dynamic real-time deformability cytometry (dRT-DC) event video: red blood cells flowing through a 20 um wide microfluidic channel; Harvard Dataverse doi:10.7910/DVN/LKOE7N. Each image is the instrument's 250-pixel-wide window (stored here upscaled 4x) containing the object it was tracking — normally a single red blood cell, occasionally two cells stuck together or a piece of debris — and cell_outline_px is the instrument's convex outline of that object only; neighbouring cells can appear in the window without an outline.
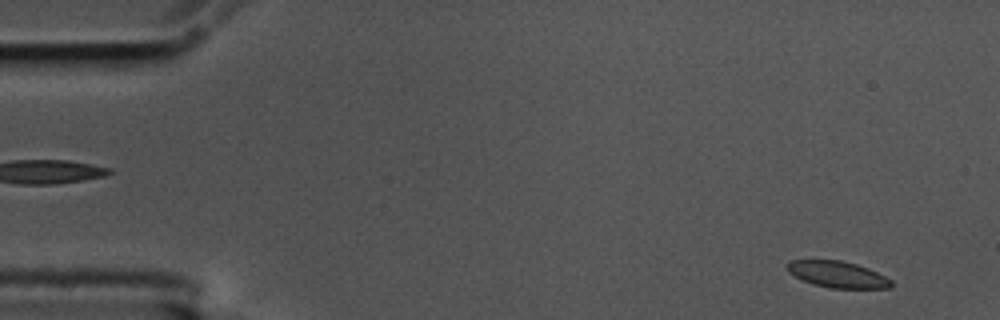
{"species": "common noctule bat (a hibernating species)", "species_latin": "Nyctalus noctula", "temperature_condition": "cold", "stored_images_in_passage": 57, "camera_frame_rate_fps": 3000, "um_per_image_px": 0.085, "animal": {"sex": "male", "body_mass_g": 17.5, "forearm_length_mm": 52.3}, "frame": {"image": 1, "passage_image": 4, "time_ms": 1.0, "image_size_px": [1000, 320], "cell_outline_px": [[892, 284], [888, 288], [828, 288], [812, 284], [788, 272], [784, 264], [788, 260], [840, 260], [856, 264], [868, 268], [892, 280]], "centroid_in_image_um": [71.14, 23.32], "position_along_channel_um": 13.9, "area_um2": 16.01}}
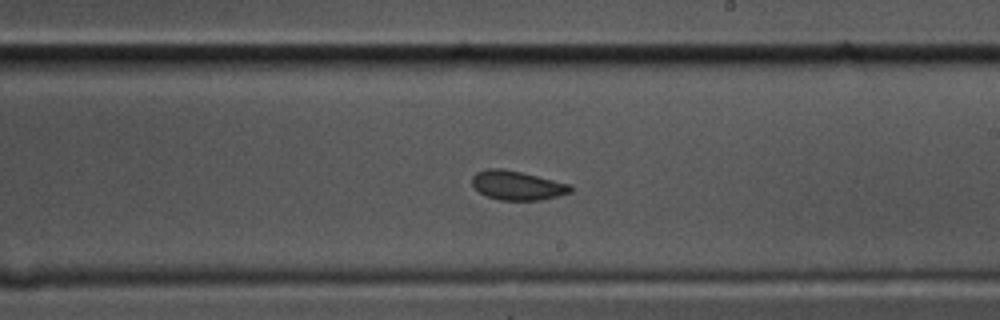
{"frame": {"image": 2, "passage_image": 33, "time_ms": 10.667, "image_size_px": [1000, 320], "cell_outline_px": [[572, 192], [540, 200], [500, 200], [488, 196], [480, 192], [472, 184], [472, 176], [476, 172], [488, 168], [500, 168], [520, 172], [572, 184]], "centroid_in_image_um": [43.97, 15.75], "position_along_channel_um": 245.0, "area_um2": 16.59}}
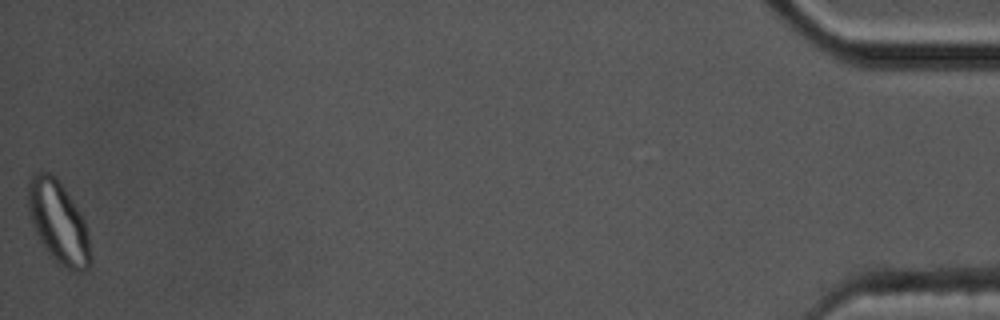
{"frame": {"image": 3, "passage_image": 57, "time_ms": 18.667, "image_size_px": [1000, 320], "cell_outline_px": [[92, 264], [84, 272], [76, 272], [60, 264], [44, 248], [32, 224], [28, 208], [28, 180], [32, 172], [40, 168], [52, 172], [56, 176], [72, 200], [84, 220], [88, 232], [92, 260]], "centroid_in_image_um": [4.96, 18.84], "position_along_channel_um": 430.2, "area_um2": 30.23}, "authors_computed_cell_mechanics": {"area_um2": 16.9932, "velocity_mm_per_s": 3.5338, "shape_relaxation_time_tau1_ms": null, "shape_relaxation_time_tau2_ms": 1.4255, "deformation_change_tau1": null, "deformation_change_tau2": 0.0494}}